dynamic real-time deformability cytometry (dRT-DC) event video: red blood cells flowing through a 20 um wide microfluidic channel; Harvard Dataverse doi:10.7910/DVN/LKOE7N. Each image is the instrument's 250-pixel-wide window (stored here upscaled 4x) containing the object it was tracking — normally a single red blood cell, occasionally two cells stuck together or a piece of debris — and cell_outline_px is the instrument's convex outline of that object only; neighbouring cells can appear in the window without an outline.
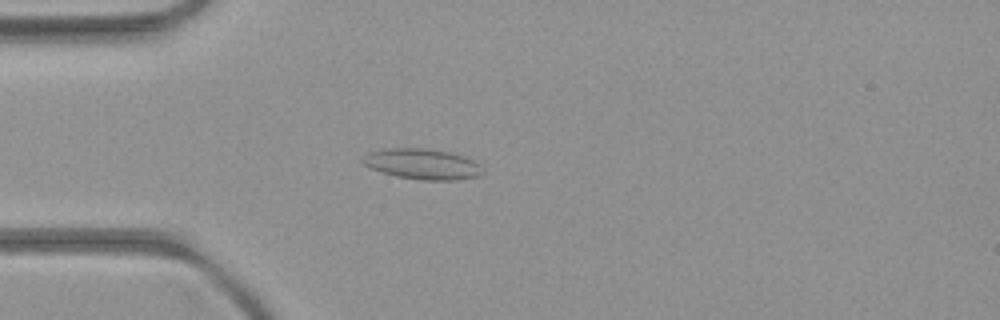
{"species": "common noctule bat (a hibernating species)", "species_latin": "Nyctalus noctula", "temperature_condition": "room temperature", "stored_images_in_passage": 6, "camera_frame_rate_fps": 3000, "um_per_image_px": 0.085, "animal": {"sex": "female", "body_mass_g": 21.9}, "frame": {"image": 1, "passage_image": 4, "time_ms": 3.667, "image_size_px": [1000, 320], "cell_outline_px": [[484, 172], [480, 176], [456, 180], [420, 180], [396, 176], [372, 168], [364, 164], [360, 160], [368, 152], [384, 148], [428, 148], [452, 152], [464, 156], [480, 164]], "centroid_in_image_um": [35.93, 13.93], "position_along_channel_um": 49.1, "area_um2": 21.56}}
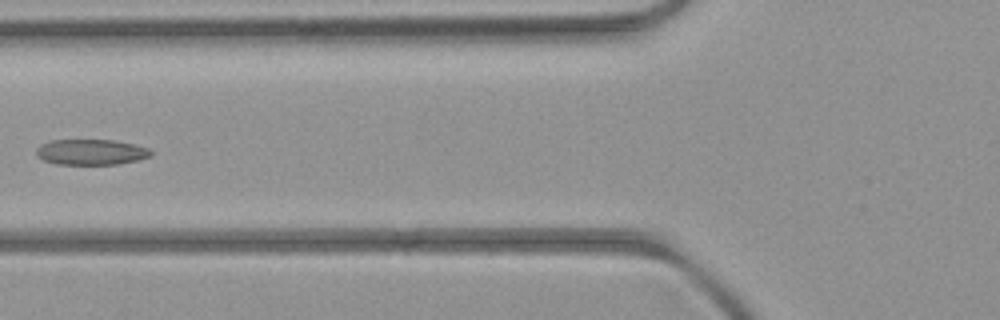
{"frame": {"image": 2, "passage_image": 6, "time_ms": 5.667, "image_size_px": [1000, 320], "cell_outline_px": [[152, 156], [136, 160], [116, 164], [56, 164], [44, 160], [36, 156], [36, 148], [40, 144], [52, 140], [112, 140], [132, 144], [148, 148], [152, 152]], "centroid_in_image_um": [7.7, 12.92], "position_along_channel_um": 118.1, "area_um2": 16.99}}